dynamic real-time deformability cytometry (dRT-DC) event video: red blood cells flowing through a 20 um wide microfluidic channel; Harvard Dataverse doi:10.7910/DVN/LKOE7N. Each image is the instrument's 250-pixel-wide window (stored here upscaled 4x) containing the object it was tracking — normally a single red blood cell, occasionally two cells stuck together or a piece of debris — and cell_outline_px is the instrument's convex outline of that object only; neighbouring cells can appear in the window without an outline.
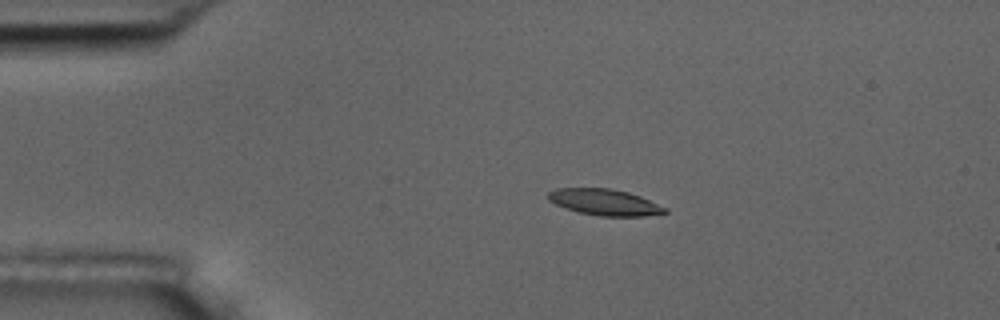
{"species": "common noctule bat (a hibernating species)", "species_latin": "Nyctalus noctula", "temperature_condition": "room temperature", "stored_images_in_passage": 7, "camera_frame_rate_fps": 3000, "um_per_image_px": 0.085, "animal": {"sex": "male", "body_mass_g": 17.5, "forearm_length_mm": 52.3}, "frame": {"image": 1, "passage_image": 4, "time_ms": 3.667, "image_size_px": [1000, 320], "cell_outline_px": [[668, 212], [644, 216], [600, 216], [580, 212], [556, 204], [548, 200], [548, 192], [556, 188], [612, 188], [628, 192], [640, 196], [668, 208]], "centroid_in_image_um": [51.42, 17.18], "position_along_channel_um": 33.6, "area_um2": 17.74}}
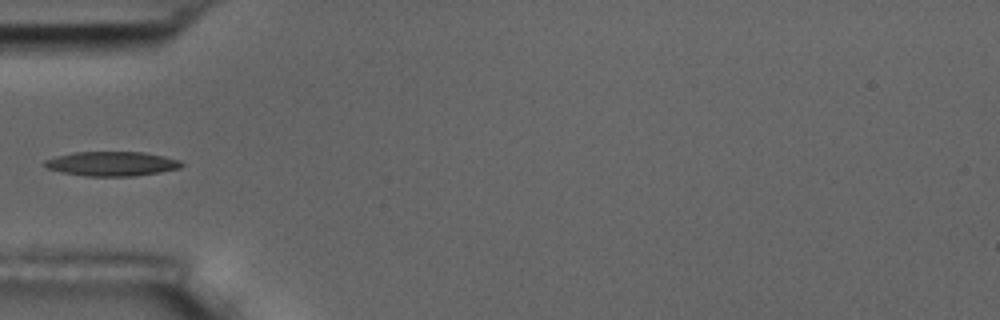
{"frame": {"image": 2, "passage_image": 6, "time_ms": 6.0, "image_size_px": [1000, 320], "cell_outline_px": [[184, 164], [180, 168], [160, 172], [136, 176], [88, 176], [64, 172], [48, 168], [40, 164], [44, 160], [56, 156], [72, 152], [144, 152], [164, 156], [180, 160]], "centroid_in_image_um": [9.5, 13.91], "position_along_channel_um": 75.5, "area_um2": 19.54}}